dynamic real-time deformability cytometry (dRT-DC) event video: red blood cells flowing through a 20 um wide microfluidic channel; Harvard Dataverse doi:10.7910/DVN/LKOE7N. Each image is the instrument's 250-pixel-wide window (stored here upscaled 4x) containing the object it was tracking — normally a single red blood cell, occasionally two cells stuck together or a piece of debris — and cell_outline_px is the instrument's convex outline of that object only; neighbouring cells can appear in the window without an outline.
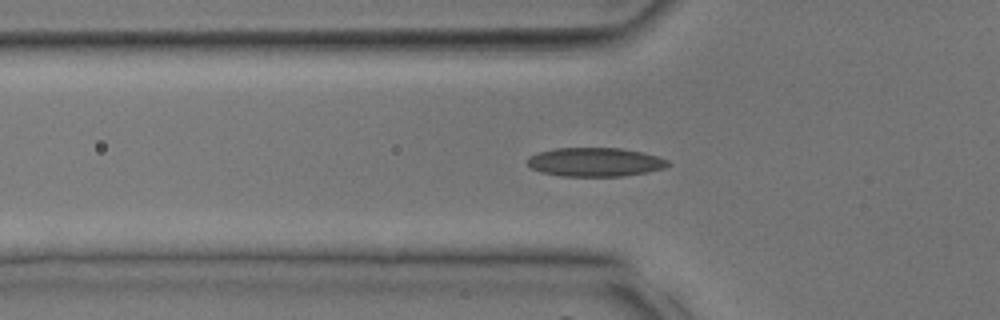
{"species": "common noctule bat (a hibernating species)", "species_latin": "Nyctalus noctula", "temperature_condition": "room temperature", "stored_images_in_passage": 37, "camera_frame_rate_fps": 3000, "um_per_image_px": 0.085, "animal": {"sex": "male", "body_mass_g": 17.9, "forearm_length_mm": 54.2}, "frame": {"image": 1, "passage_image": 13, "time_ms": 4.0, "image_size_px": [1000, 320], "cell_outline_px": [[672, 164], [664, 168], [648, 172], [620, 176], [560, 176], [540, 172], [532, 168], [528, 164], [528, 156], [540, 152], [556, 148], [620, 148], [640, 152], [656, 156], [668, 160]], "centroid_in_image_um": [50.58, 13.78], "position_along_channel_um": 75.2, "area_um2": 23.52}}
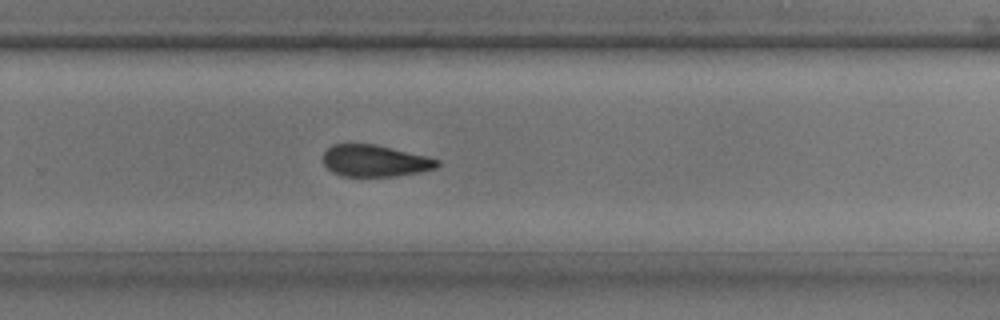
{"frame": {"image": 2, "passage_image": 25, "time_ms": 8.0, "image_size_px": [1000, 320], "cell_outline_px": [[440, 164], [436, 168], [420, 172], [392, 176], [340, 176], [332, 172], [324, 164], [324, 152], [332, 144], [376, 144], [440, 160]], "centroid_in_image_um": [31.85, 13.67], "position_along_channel_um": 297.9, "area_um2": 20.92}}
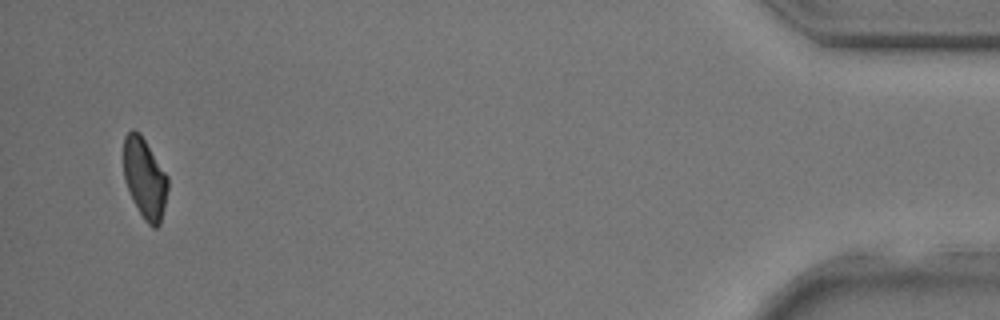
{"frame": {"image": 3, "passage_image": 36, "time_ms": 11.667, "image_size_px": [1000, 320], "cell_outline_px": [[168, 188], [160, 224], [156, 228], [152, 228], [144, 220], [132, 200], [124, 180], [124, 136], [132, 128], [140, 132], [168, 176]], "centroid_in_image_um": [12.3, 15.15], "position_along_channel_um": 422.9, "area_um2": 20.87}}